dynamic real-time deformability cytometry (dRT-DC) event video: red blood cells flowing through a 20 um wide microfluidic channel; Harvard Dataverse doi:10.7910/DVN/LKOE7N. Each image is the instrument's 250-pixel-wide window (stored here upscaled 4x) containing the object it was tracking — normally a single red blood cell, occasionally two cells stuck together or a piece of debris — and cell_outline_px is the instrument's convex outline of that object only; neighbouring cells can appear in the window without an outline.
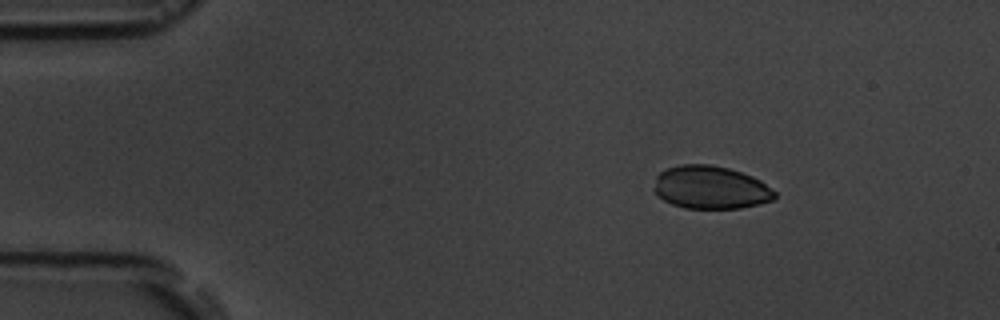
{"species": "common noctule bat (a hibernating species)", "species_latin": "Nyctalus noctula", "temperature_condition": "room temperature", "stored_images_in_passage": 6, "camera_frame_rate_fps": 3000, "um_per_image_px": 0.085, "animal": {"sex": "male", "body_mass_g": 19.5, "forearm_length_mm": 54.6}, "frame": {"image": 1, "passage_image": 3, "time_ms": 2.333, "image_size_px": [1000, 320], "cell_outline_px": [[776, 196], [772, 200], [760, 204], [740, 208], [684, 208], [672, 204], [664, 200], [652, 188], [656, 176], [664, 168], [680, 164], [708, 164], [728, 168], [752, 176], [760, 180], [776, 192]], "centroid_in_image_um": [60.38, 15.92], "position_along_channel_um": 24.6, "area_um2": 30.35}}